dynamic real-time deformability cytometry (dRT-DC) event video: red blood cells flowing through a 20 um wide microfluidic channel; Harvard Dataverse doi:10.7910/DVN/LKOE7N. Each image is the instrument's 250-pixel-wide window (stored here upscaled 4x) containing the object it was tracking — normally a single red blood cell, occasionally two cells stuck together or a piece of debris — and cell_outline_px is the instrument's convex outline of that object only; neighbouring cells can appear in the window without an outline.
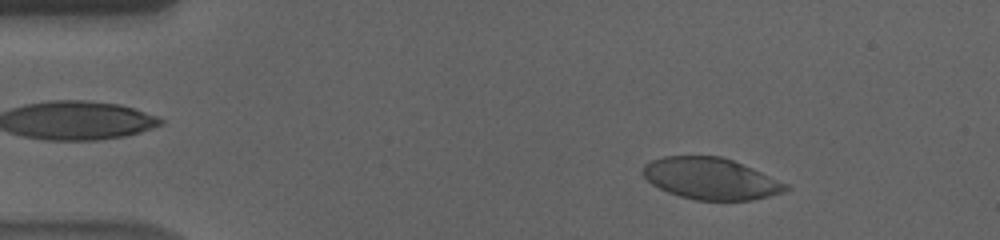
{"species": "human", "species_latin": "Homo sapiens", "temperature_condition": "cold", "stored_images_in_passage": 57, "camera_frame_rate_fps": 3000, "um_per_image_px": 0.085, "donor": {"sex": "male"}, "frame": {"image": 1, "passage_image": 8, "time_ms": 2.333, "image_size_px": [1000, 240], "cell_outline_px": [[792, 188], [784, 192], [752, 200], [696, 200], [680, 196], [668, 192], [652, 184], [640, 172], [644, 164], [652, 160], [664, 156], [720, 156], [732, 160], [752, 168], [788, 184]], "centroid_in_image_um": [60.41, 15.18], "position_along_channel_um": 24.6, "area_um2": 34.51}}
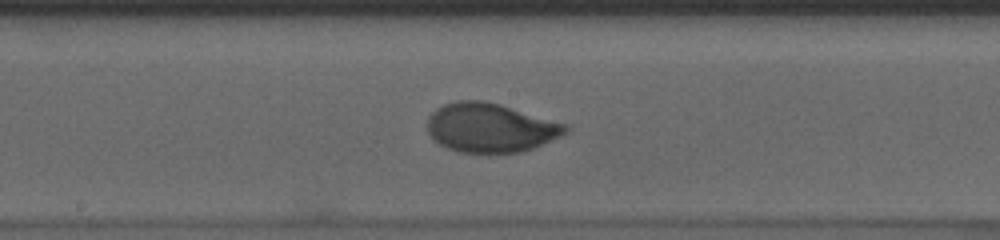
{"frame": {"image": 2, "passage_image": 30, "time_ms": 9.667, "image_size_px": [1000, 240], "cell_outline_px": [[572, 128], [568, 132], [560, 136], [532, 148], [520, 152], [460, 152], [444, 148], [428, 132], [428, 116], [436, 108], [444, 104], [456, 100], [484, 100], [500, 104], [568, 124]], "centroid_in_image_um": [41.69, 10.84], "position_along_channel_um": 206.5, "area_um2": 39.54}}
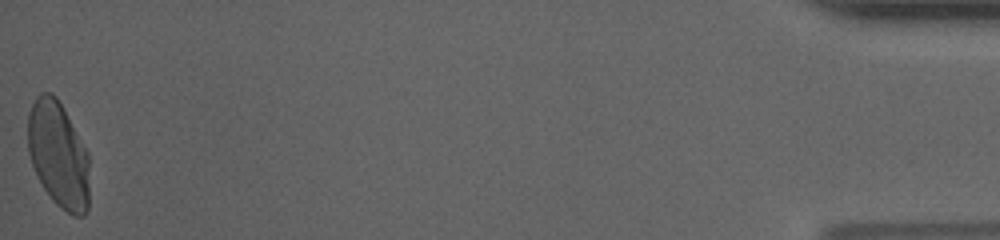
{"frame": {"image": 3, "passage_image": 57, "time_ms": 18.667, "image_size_px": [1000, 240], "cell_outline_px": [[88, 212], [84, 216], [72, 216], [60, 208], [52, 200], [44, 188], [32, 164], [28, 152], [28, 112], [36, 96], [40, 92], [52, 92], [56, 96], [88, 152]], "centroid_in_image_um": [4.96, 13.16], "position_along_channel_um": 430.2, "area_um2": 38.03}, "authors_computed_cell_mechanics": {"area_um2": 38.0324, "velocity_mm_per_s": 3.5485, "shape_relaxation_time_tau1_ms": 3.5944, "shape_relaxation_time_tau2_ms": null, "deformation_change_tau1": 0.1694, "deformation_change_tau2": null}}